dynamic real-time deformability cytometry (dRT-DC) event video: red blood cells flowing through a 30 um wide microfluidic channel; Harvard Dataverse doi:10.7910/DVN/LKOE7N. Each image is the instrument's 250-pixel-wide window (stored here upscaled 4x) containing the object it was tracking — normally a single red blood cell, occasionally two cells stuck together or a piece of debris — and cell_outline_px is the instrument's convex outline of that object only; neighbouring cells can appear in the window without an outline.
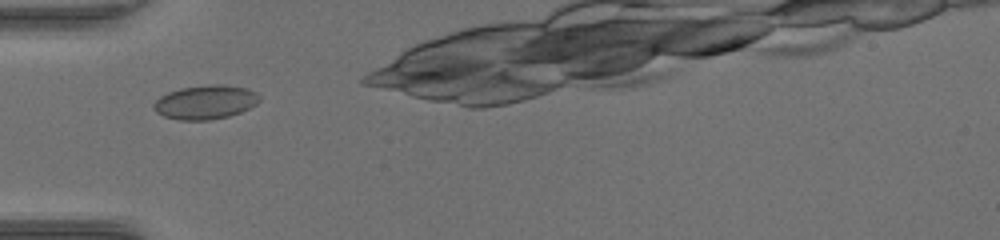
{"species": "common noctule bat (a hibernating species)", "species_latin": "Nyctalus noctula", "temperature_condition": "warm", "stored_images_in_passage": 29, "camera_frame_rate_fps": 3000, "um_per_image_px": 0.085, "animal": {"sex": "female", "body_mass_g": 17.0, "forearm_length_mm": 48.0}, "frame": {"image": 1, "passage_image": 2, "time_ms": 0.333, "image_size_px": [1000, 240], "cell_outline_px": [[260, 100], [256, 104], [240, 112], [228, 116], [208, 120], [180, 120], [164, 116], [156, 112], [152, 104], [160, 96], [168, 92], [180, 88], [208, 84], [224, 84], [248, 88], [256, 92], [260, 96]], "centroid_in_image_um": [17.46, 8.67], "position_along_channel_um": 67.5, "area_um2": 21.04}}
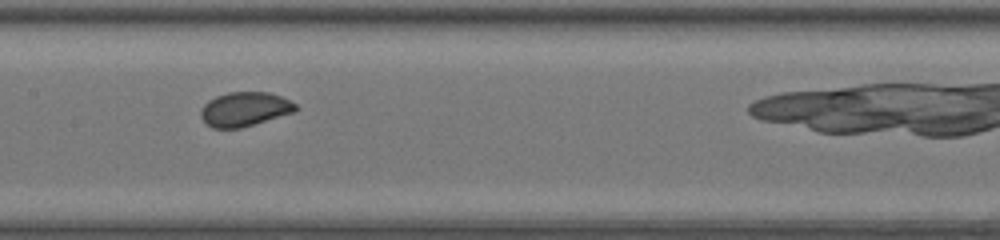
{"frame": {"image": 2, "passage_image": 11, "time_ms": 3.333, "image_size_px": [1000, 240], "cell_outline_px": [[300, 108], [296, 112], [240, 128], [212, 128], [200, 116], [200, 112], [204, 104], [208, 100], [216, 96], [228, 92], [268, 92], [280, 96], [296, 104]], "centroid_in_image_um": [20.82, 9.28], "position_along_channel_um": 186.6, "area_um2": 18.96}}
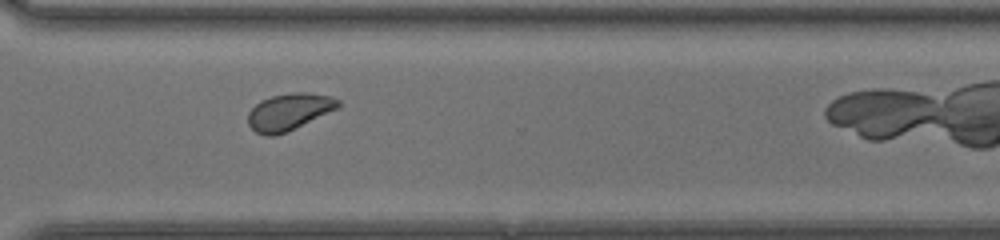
{"frame": {"image": 3, "passage_image": 23, "time_ms": 7.333, "image_size_px": [1000, 240], "cell_outline_px": [[340, 104], [336, 108], [284, 132], [272, 136], [264, 136], [256, 132], [248, 124], [248, 112], [260, 100], [272, 96], [292, 92], [308, 92], [332, 96], [340, 100]], "centroid_in_image_um": [24.53, 9.47], "position_along_channel_um": 346.1, "area_um2": 18.9}}